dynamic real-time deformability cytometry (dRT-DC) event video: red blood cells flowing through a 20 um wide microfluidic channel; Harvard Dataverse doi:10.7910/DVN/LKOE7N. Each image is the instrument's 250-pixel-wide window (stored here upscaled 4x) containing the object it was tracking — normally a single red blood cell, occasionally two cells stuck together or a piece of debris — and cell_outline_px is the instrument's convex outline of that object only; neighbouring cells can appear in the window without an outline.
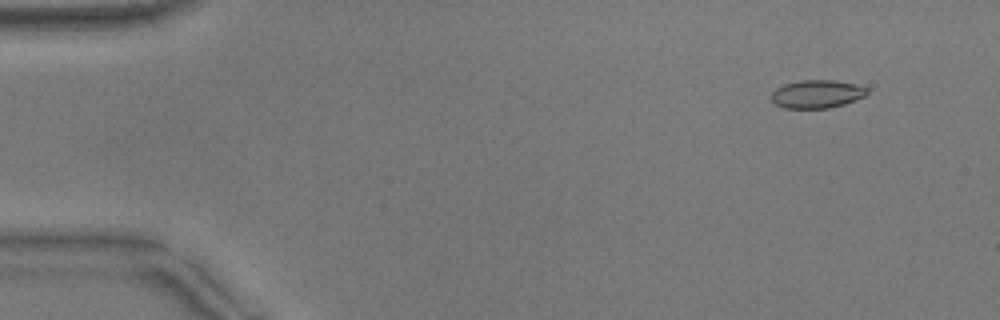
{"species": "common noctule bat (a hibernating species)", "species_latin": "Nyctalus noctula", "temperature_condition": "warm", "stored_images_in_passage": 53, "camera_frame_rate_fps": 3000, "um_per_image_px": 0.085, "animal": {"sex": "male", "body_mass_g": 17.9}, "frame": {"image": 1, "passage_image": 5, "time_ms": 1.333, "image_size_px": [1000, 320], "cell_outline_px": [[868, 92], [864, 96], [844, 104], [828, 108], [784, 108], [776, 104], [772, 100], [772, 92], [776, 88], [784, 84], [800, 80], [832, 80], [856, 84], [868, 88]], "centroid_in_image_um": [69.43, 7.98], "position_along_channel_um": 15.6, "area_um2": 15.61}}
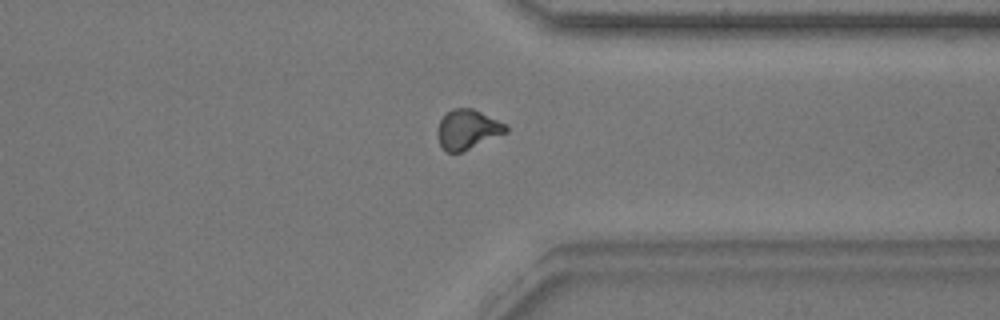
{"frame": {"image": 2, "passage_image": 41, "time_ms": 13.333, "image_size_px": [1000, 320], "cell_outline_px": [[508, 132], [460, 152], [448, 152], [440, 144], [436, 132], [440, 120], [452, 108], [472, 108], [504, 124], [508, 128]], "centroid_in_image_um": [39.71, 10.99], "position_along_channel_um": 371.7, "area_um2": 15.37}}
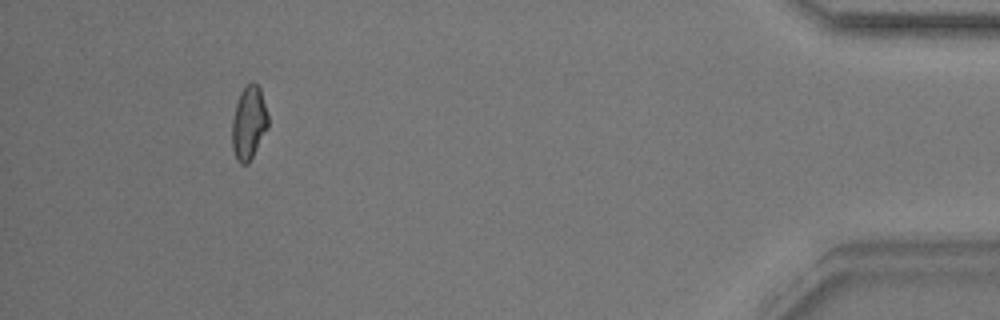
{"frame": {"image": 3, "passage_image": 49, "time_ms": 16.0, "image_size_px": [1000, 320], "cell_outline_px": [[268, 128], [248, 164], [240, 164], [236, 160], [232, 148], [232, 120], [236, 104], [240, 92], [252, 80], [260, 88], [268, 112]], "centroid_in_image_um": [21.15, 10.45], "position_along_channel_um": 414.1, "area_um2": 15.55}, "authors_computed_cell_mechanics": {"area_um2": 15.7216, "velocity_mm_per_s": 3.8626, "shape_relaxation_time_tau1_ms": 3.3383, "shape_relaxation_time_tau2_ms": 1.2401, "deformation_change_tau1": 0.1143, "deformation_change_tau2": 0.0656}}